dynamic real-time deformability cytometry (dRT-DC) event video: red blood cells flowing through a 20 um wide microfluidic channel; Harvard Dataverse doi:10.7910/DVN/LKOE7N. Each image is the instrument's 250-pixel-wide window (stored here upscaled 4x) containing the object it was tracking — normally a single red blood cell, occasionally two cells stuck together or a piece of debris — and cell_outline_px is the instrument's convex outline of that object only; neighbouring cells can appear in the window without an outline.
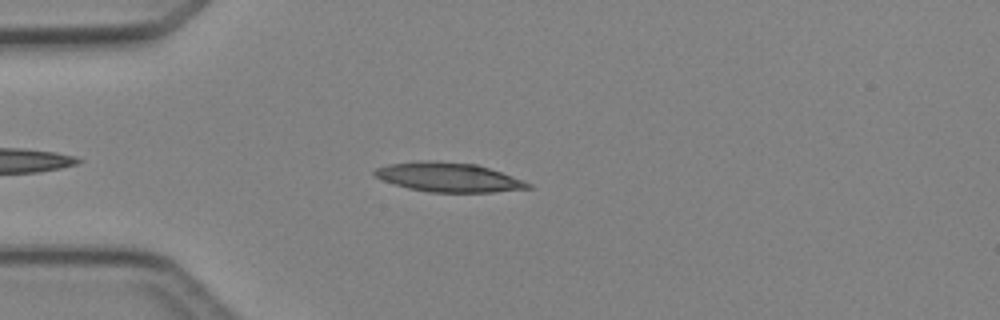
{"species": "Egyptian fruit bat (a non-hibernating species)", "species_latin": "Rousettus aegyptiacus", "temperature_condition": "cold", "stored_images_in_passage": 41, "camera_frame_rate_fps": 3000, "um_per_image_px": 0.085, "animal": {"sex": "female"}, "frame": {"image": 1, "passage_image": 5, "time_ms": 1.333, "image_size_px": [1000, 320], "cell_outline_px": [[532, 188], [492, 192], [428, 192], [408, 188], [384, 180], [376, 176], [372, 172], [376, 168], [388, 164], [416, 160], [436, 160], [476, 164], [524, 180], [532, 184]], "centroid_in_image_um": [38.12, 15.05], "position_along_channel_um": 46.9, "area_um2": 26.18}}
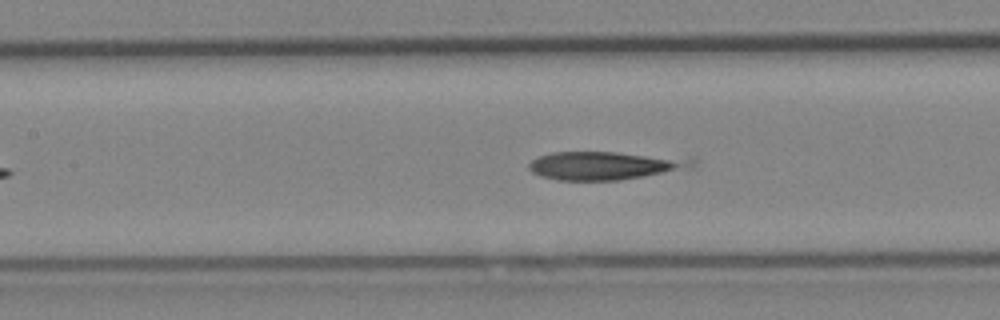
{"frame": {"image": 2, "passage_image": 14, "time_ms": 4.333, "image_size_px": [1000, 320], "cell_outline_px": [[696, 164], [692, 168], [620, 180], [560, 180], [540, 176], [532, 172], [528, 168], [528, 164], [532, 160], [540, 156], [552, 152], [616, 152], [696, 156]], "centroid_in_image_um": [51.58, 14.05], "position_along_channel_um": 155.8, "area_um2": 27.57}}
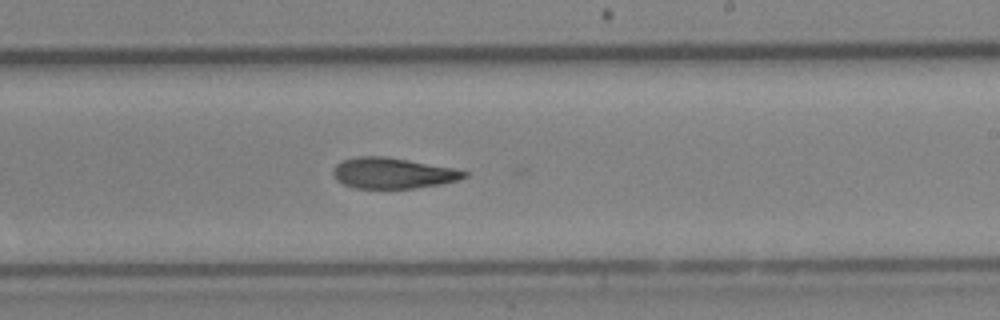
{"frame": {"image": 3, "passage_image": 21, "time_ms": 6.667, "image_size_px": [1000, 320], "cell_outline_px": [[468, 176], [460, 180], [440, 184], [412, 188], [352, 188], [336, 180], [332, 172], [336, 164], [344, 160], [360, 156], [384, 156], [408, 160], [452, 168], [468, 172]], "centroid_in_image_um": [33.38, 14.72], "position_along_channel_um": 255.6, "area_um2": 23.35}}